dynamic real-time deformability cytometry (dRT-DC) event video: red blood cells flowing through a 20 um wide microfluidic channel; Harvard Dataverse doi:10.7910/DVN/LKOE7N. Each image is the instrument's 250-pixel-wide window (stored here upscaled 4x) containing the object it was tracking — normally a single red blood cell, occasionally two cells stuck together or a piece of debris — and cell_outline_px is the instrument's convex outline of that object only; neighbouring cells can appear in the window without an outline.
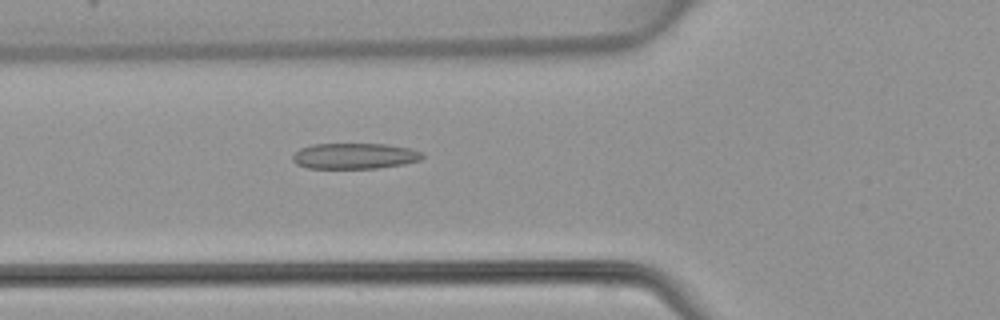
{"species": "common noctule bat (a hibernating species)", "species_latin": "Nyctalus noctula", "temperature_condition": "warm", "stored_images_in_passage": 38, "camera_frame_rate_fps": 3000, "um_per_image_px": 0.085, "animal": {"sex": "female", "body_mass_g": 22.7, "forearm_length_mm": 54.2}, "frame": {"image": 1, "passage_image": 8, "time_ms": 2.333, "image_size_px": [1000, 320], "cell_outline_px": [[424, 156], [420, 160], [404, 164], [380, 168], [308, 168], [296, 164], [292, 160], [292, 156], [300, 148], [312, 144], [388, 144], [408, 148], [424, 152]], "centroid_in_image_um": [30.15, 13.26], "position_along_channel_um": 95.6, "area_um2": 19.59}}
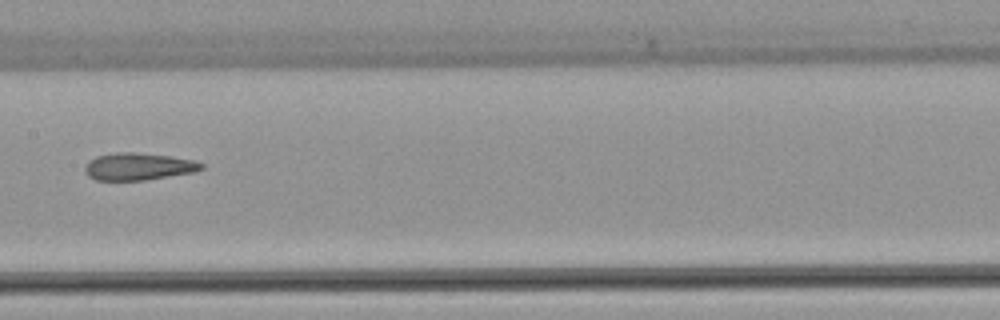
{"frame": {"image": 2, "passage_image": 15, "time_ms": 4.667, "image_size_px": [1000, 320], "cell_outline_px": [[204, 168], [196, 172], [144, 180], [96, 180], [88, 176], [84, 172], [84, 168], [88, 160], [96, 156], [116, 152], [136, 152], [172, 156], [196, 160], [204, 164]], "centroid_in_image_um": [11.78, 14.14], "position_along_channel_um": 195.6, "area_um2": 18.79}}
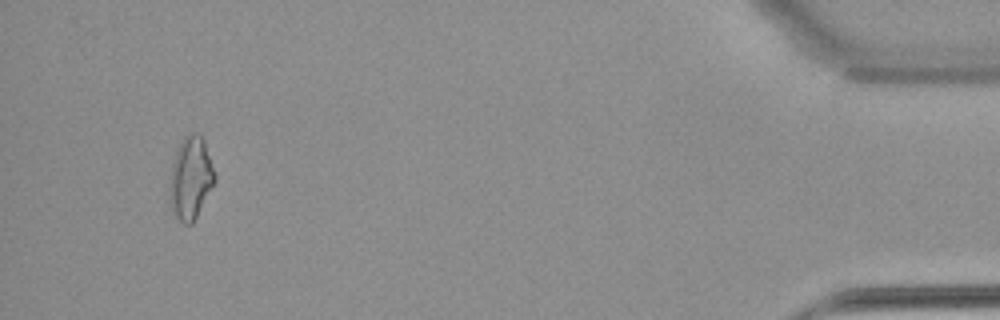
{"frame": {"image": 3, "passage_image": 36, "time_ms": 11.667, "image_size_px": [1000, 320], "cell_outline_px": [[216, 180], [192, 224], [184, 224], [172, 212], [168, 204], [168, 184], [172, 164], [176, 152], [184, 136], [188, 132], [200, 132], [204, 140], [216, 172]], "centroid_in_image_um": [16.19, 15.12], "position_along_channel_um": 419.0, "area_um2": 22.2}}